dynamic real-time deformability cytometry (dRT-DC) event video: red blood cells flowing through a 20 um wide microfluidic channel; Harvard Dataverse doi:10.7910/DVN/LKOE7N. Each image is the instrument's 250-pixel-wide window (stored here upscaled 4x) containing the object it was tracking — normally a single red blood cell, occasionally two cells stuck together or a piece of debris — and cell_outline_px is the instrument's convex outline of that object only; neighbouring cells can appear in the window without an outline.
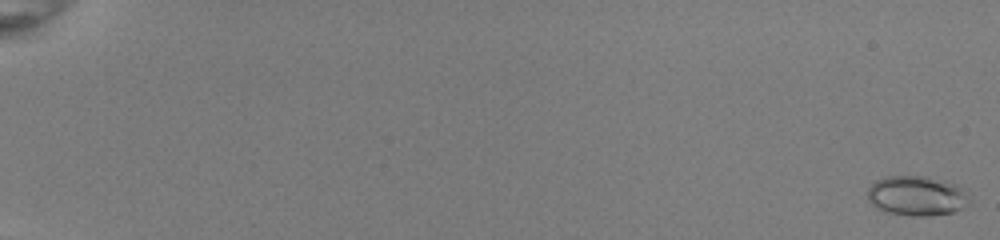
{"species": "common noctule bat (a hibernating species)", "species_latin": "Nyctalus noctula", "temperature_condition": "room temperature", "stored_images_in_passage": 54, "camera_frame_rate_fps": 3000, "um_per_image_px": 0.085, "animal": {"sex": "female", "body_mass_g": 22.0, "forearm_length_mm": 56.7}, "frame": {"image": 1, "passage_image": 1, "time_ms": 0.0, "image_size_px": [1000, 240], "cell_outline_px": [[972, 200], [964, 208], [952, 212], [928, 216], [908, 216], [888, 212], [876, 208], [868, 200], [868, 188], [876, 180], [884, 176], [924, 176], [944, 180], [956, 184], [964, 188]], "centroid_in_image_um": [77.96, 16.64], "position_along_channel_um": 7.0, "area_um2": 23.99}}
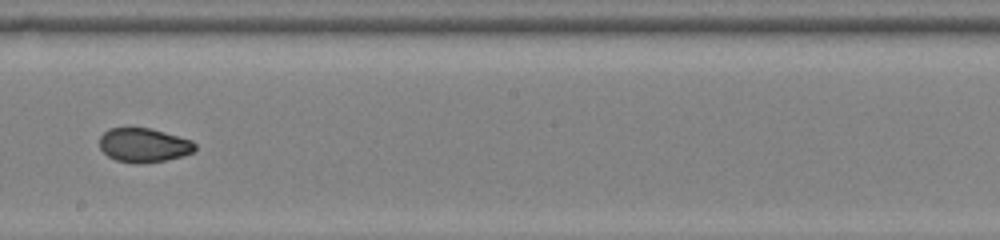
{"frame": {"image": 2, "passage_image": 34, "time_ms": 11.0, "image_size_px": [1000, 240], "cell_outline_px": [[196, 148], [192, 152], [180, 156], [164, 160], [144, 164], [136, 164], [116, 160], [108, 156], [100, 148], [100, 136], [108, 128], [152, 128], [192, 140], [196, 144]], "centroid_in_image_um": [12.21, 12.34], "position_along_channel_um": 236.0, "area_um2": 19.02}}
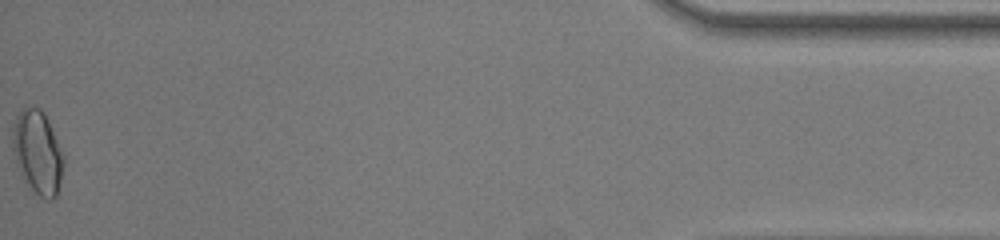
{"frame": {"image": 3, "passage_image": 54, "time_ms": 17.667, "image_size_px": [1000, 240], "cell_outline_px": [[64, 160], [60, 180], [56, 196], [52, 200], [48, 200], [40, 196], [28, 184], [16, 164], [12, 148], [12, 128], [16, 116], [24, 108], [40, 108], [44, 112], [48, 120], [64, 156]], "centroid_in_image_um": [3.19, 12.93], "position_along_channel_um": 432.0, "area_um2": 24.39}, "authors_computed_cell_mechanics": {"area_um2": 20.2878, "velocity_mm_per_s": 4.0334, "shape_relaxation_time_tau1_ms": 5.068, "shape_relaxation_time_tau2_ms": 1.5919, "deformation_change_tau1": 0.1213, "deformation_change_tau2": 0.0482}}